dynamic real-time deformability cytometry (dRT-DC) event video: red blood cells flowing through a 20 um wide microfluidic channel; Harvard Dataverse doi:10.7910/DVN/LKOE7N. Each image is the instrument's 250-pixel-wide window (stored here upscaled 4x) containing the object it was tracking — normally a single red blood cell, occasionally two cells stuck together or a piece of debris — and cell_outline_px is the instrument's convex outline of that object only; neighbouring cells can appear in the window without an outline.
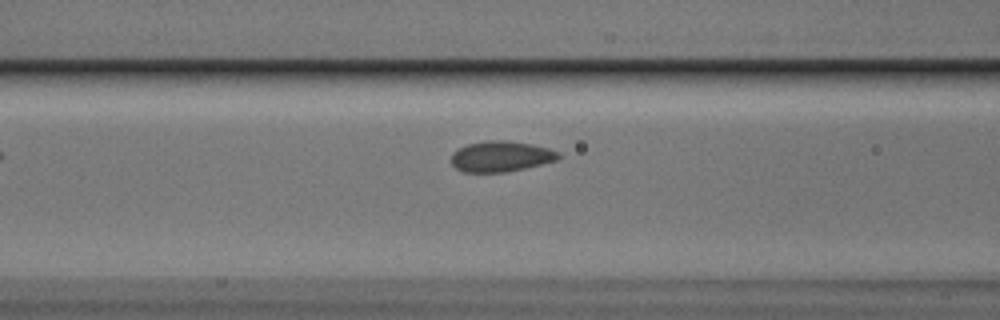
{"species": "Egyptian fruit bat (a non-hibernating species)", "species_latin": "Rousettus aegyptiacus", "temperature_condition": "cold", "stored_images_in_passage": 16, "camera_frame_rate_fps": 3000, "um_per_image_px": 0.085, "animal": {"sex": "male"}, "frame": {"image": 1, "passage_image": 7, "time_ms": 2.0, "image_size_px": [1000, 320], "cell_outline_px": [[560, 156], [556, 160], [524, 168], [504, 172], [464, 172], [456, 168], [452, 164], [452, 152], [456, 148], [468, 144], [488, 140], [508, 140], [532, 144], [548, 148], [560, 152]], "centroid_in_image_um": [42.55, 13.28], "position_along_channel_um": 124.0, "area_um2": 19.13}}
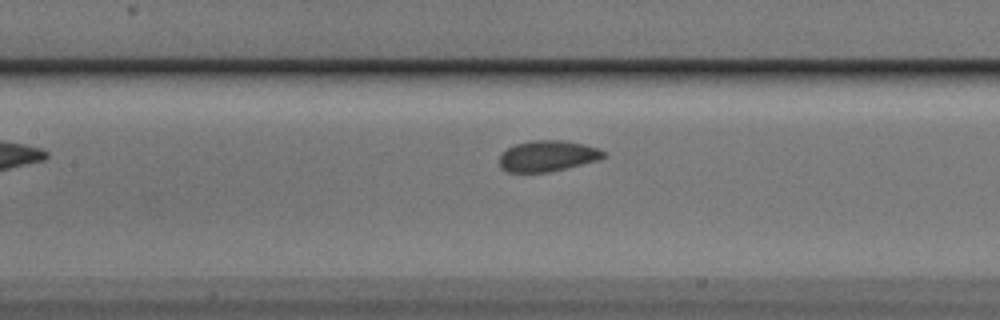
{"frame": {"image": 2, "passage_image": 10, "time_ms": 3.0, "image_size_px": [1000, 320], "cell_outline_px": [[608, 156], [596, 160], [548, 172], [508, 172], [500, 168], [500, 156], [508, 148], [516, 144], [532, 140], [560, 140], [600, 148]], "centroid_in_image_um": [46.53, 13.26], "position_along_channel_um": 160.9, "area_um2": 18.44}}
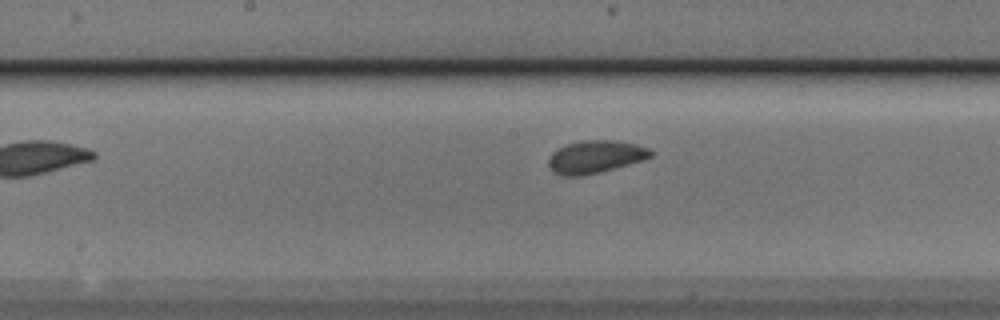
{"frame": {"image": 3, "passage_image": 13, "time_ms": 4.0, "image_size_px": [1000, 320], "cell_outline_px": [[652, 156], [640, 160], [600, 172], [584, 176], [560, 176], [552, 172], [548, 164], [548, 160], [552, 152], [568, 144], [584, 140], [616, 140], [636, 144], [648, 148], [652, 152]], "centroid_in_image_um": [50.56, 13.34], "position_along_channel_um": 197.6, "area_um2": 19.31}}